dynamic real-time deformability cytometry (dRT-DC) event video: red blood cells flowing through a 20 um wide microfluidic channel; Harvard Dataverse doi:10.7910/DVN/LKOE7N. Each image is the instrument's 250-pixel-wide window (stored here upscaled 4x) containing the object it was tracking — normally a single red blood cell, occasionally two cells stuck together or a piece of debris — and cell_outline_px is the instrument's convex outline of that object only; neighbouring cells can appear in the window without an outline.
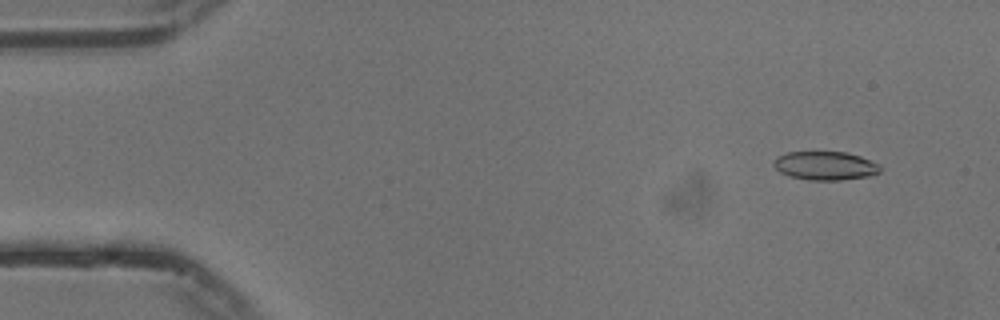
{"species": "common noctule bat (a hibernating species)", "species_latin": "Nyctalus noctula", "temperature_condition": "cold", "stored_images_in_passage": 54, "camera_frame_rate_fps": 3000, "um_per_image_px": 0.085, "animal": {"sex": "male", "body_mass_g": 13.3}, "frame": {"image": 1, "passage_image": 4, "time_ms": 1.0, "image_size_px": [1000, 320], "cell_outline_px": [[880, 172], [868, 176], [840, 180], [808, 180], [792, 176], [780, 172], [772, 164], [772, 160], [776, 156], [788, 152], [848, 152], [860, 156], [880, 164]], "centroid_in_image_um": [70.13, 14.08], "position_along_channel_um": 14.9, "area_um2": 17.8}}
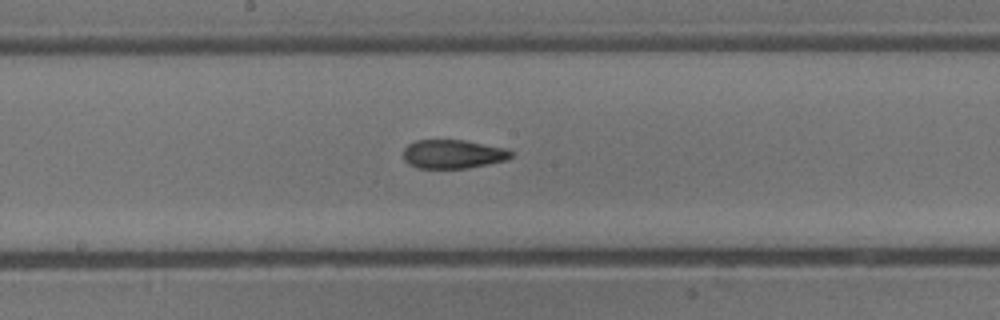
{"frame": {"image": 2, "passage_image": 28, "time_ms": 9.0, "image_size_px": [1000, 320], "cell_outline_px": [[512, 156], [508, 160], [468, 168], [416, 168], [408, 164], [404, 160], [404, 148], [408, 144], [416, 140], [464, 140], [504, 148], [512, 152]], "centroid_in_image_um": [38.48, 13.1], "position_along_channel_um": 209.7, "area_um2": 18.09}}
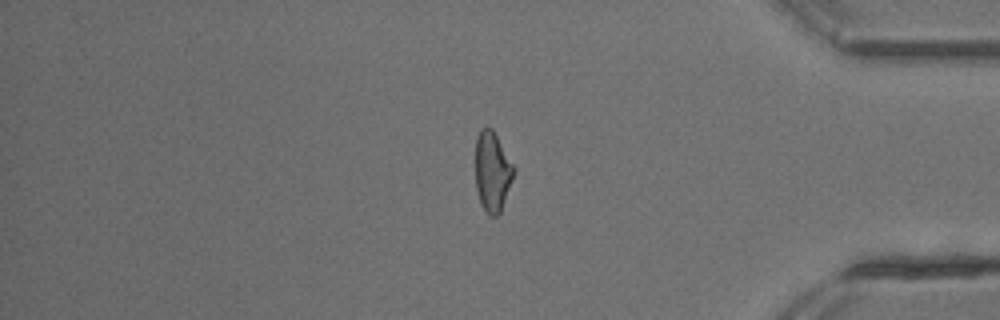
{"frame": {"image": 3, "passage_image": 45, "time_ms": 14.667, "image_size_px": [1000, 320], "cell_outline_px": [[516, 168], [512, 180], [500, 212], [496, 216], [488, 216], [480, 204], [476, 188], [476, 136], [480, 128], [492, 128]], "centroid_in_image_um": [41.84, 14.58], "position_along_channel_um": 393.4, "area_um2": 17.92}, "authors_computed_cell_mechanics": {"area_um2": 18.496, "velocity_mm_per_s": 3.7523, "shape_relaxation_time_tau1_ms": 9.4999, "shape_relaxation_time_tau2_ms": 2.6754, "deformation_change_tau1": 0.199, "deformation_change_tau2": 0.0957}}